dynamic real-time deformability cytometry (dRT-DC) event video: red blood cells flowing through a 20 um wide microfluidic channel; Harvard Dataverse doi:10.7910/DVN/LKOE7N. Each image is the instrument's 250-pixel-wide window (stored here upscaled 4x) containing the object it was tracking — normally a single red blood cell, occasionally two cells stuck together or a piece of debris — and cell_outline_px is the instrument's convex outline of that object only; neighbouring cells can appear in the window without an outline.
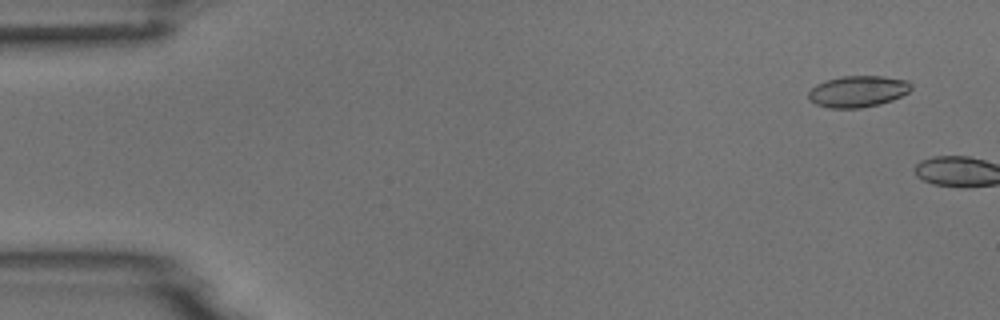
{"species": "common noctule bat (a hibernating species)", "species_latin": "Nyctalus noctula", "temperature_condition": "room temperature", "stored_images_in_passage": 6, "camera_frame_rate_fps": 3000, "um_per_image_px": 0.085, "animal": {"sex": "male", "body_mass_g": 18.8}, "frame": {"image": 1, "passage_image": 4, "time_ms": 1.0, "image_size_px": [1000, 320], "cell_outline_px": [[912, 88], [908, 92], [892, 100], [880, 104], [860, 108], [828, 108], [816, 104], [808, 96], [808, 92], [816, 84], [824, 80], [840, 76], [884, 76], [908, 80], [912, 84]], "centroid_in_image_um": [72.92, 7.76], "position_along_channel_um": 12.1, "area_um2": 18.9}}